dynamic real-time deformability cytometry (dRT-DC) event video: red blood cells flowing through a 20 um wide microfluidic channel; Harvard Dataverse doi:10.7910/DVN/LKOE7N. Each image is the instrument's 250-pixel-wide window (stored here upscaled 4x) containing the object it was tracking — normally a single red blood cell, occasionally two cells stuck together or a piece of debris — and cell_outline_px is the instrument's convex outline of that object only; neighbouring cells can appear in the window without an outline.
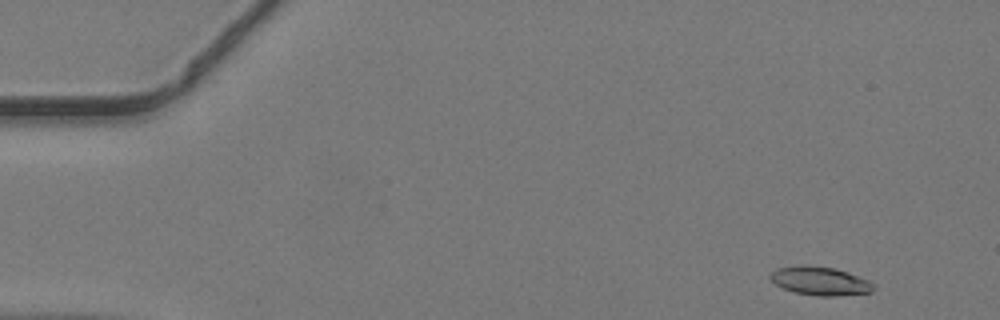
{"species": "common noctule bat (a hibernating species)", "species_latin": "Nyctalus noctula", "temperature_condition": "warm", "stored_images_in_passage": 44, "camera_frame_rate_fps": 3000, "um_per_image_px": 0.085, "animal": {"sex": "male", "body_mass_g": 19.2, "forearm_length_mm": 51.8}, "frame": {"image": 1, "passage_image": 1, "time_ms": 0.0, "image_size_px": [1000, 320], "cell_outline_px": [[876, 288], [872, 292], [836, 296], [820, 296], [796, 292], [784, 288], [776, 284], [768, 276], [776, 268], [800, 264], [804, 264], [836, 268], [868, 280], [876, 284]], "centroid_in_image_um": [69.73, 23.87], "position_along_channel_um": 15.3, "area_um2": 17.28}}
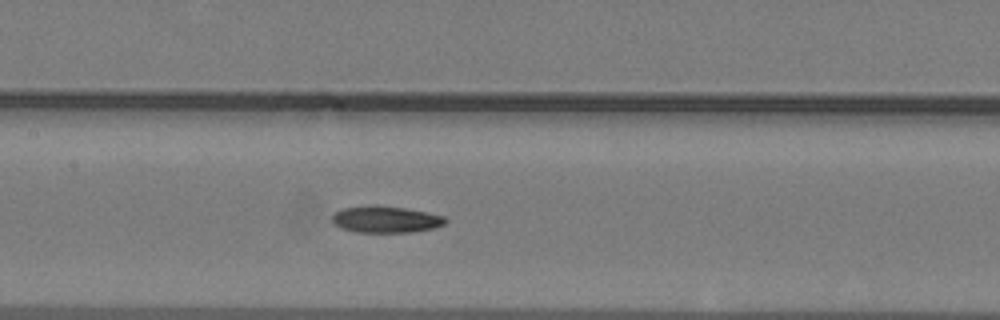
{"frame": {"image": 2, "passage_image": 20, "time_ms": 6.333, "image_size_px": [1000, 320], "cell_outline_px": [[448, 220], [444, 224], [432, 228], [408, 232], [356, 232], [340, 228], [332, 220], [332, 216], [340, 208], [364, 204], [404, 208], [444, 216]], "centroid_in_image_um": [32.73, 18.63], "position_along_channel_um": 174.7, "area_um2": 17.51}}
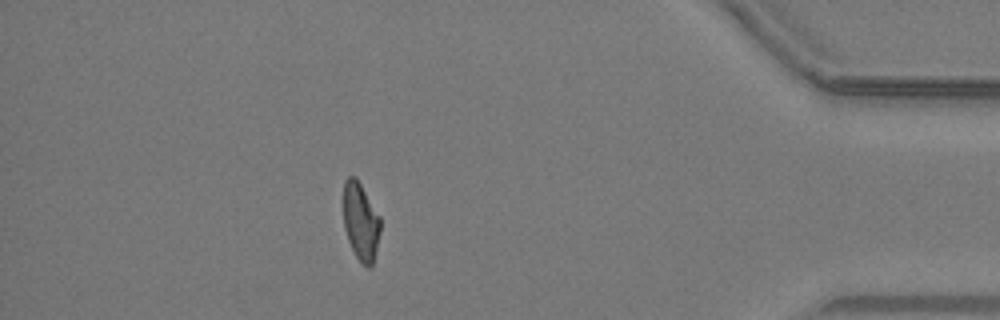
{"frame": {"image": 3, "passage_image": 39, "time_ms": 12.667, "image_size_px": [1000, 320], "cell_outline_px": [[380, 232], [372, 264], [368, 268], [356, 256], [348, 240], [344, 228], [344, 180], [348, 176], [356, 176], [380, 216]], "centroid_in_image_um": [30.65, 18.78], "position_along_channel_um": 404.5, "area_um2": 16.53}}